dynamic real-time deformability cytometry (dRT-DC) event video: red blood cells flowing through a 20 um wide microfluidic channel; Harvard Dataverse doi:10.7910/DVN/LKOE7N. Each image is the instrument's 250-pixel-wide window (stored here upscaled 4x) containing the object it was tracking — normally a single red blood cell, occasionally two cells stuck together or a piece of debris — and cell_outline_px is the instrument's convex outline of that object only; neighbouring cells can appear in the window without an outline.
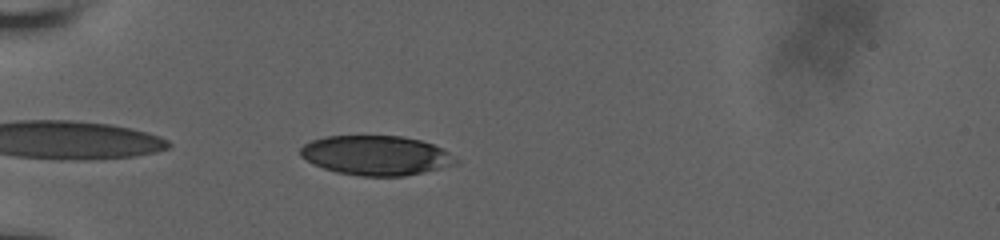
{"species": "human", "species_latin": "Homo sapiens", "temperature_condition": "room temperature", "stored_images_in_passage": 33, "camera_frame_rate_fps": 3000, "um_per_image_px": 0.085, "donor": {"sex": "male"}, "frame": {"image": 1, "passage_image": 2, "time_ms": 0.333, "image_size_px": [1000, 240], "cell_outline_px": [[460, 164], [424, 172], [404, 176], [360, 176], [336, 172], [324, 168], [300, 156], [300, 148], [304, 144], [312, 140], [324, 136], [404, 136], [420, 140], [432, 144], [448, 152], [460, 160]], "centroid_in_image_um": [32.0, 13.21], "position_along_channel_um": 53.0, "area_um2": 35.89}}
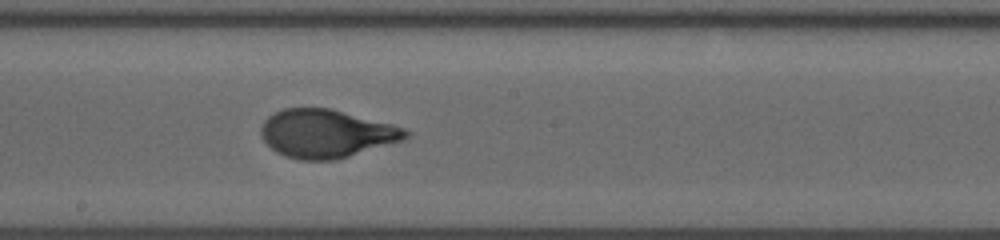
{"frame": {"image": 2, "passage_image": 17, "time_ms": 5.333, "image_size_px": [1000, 240], "cell_outline_px": [[412, 132], [404, 140], [336, 160], [300, 160], [284, 156], [276, 152], [264, 140], [260, 132], [260, 128], [264, 120], [268, 116], [284, 108], [332, 108], [392, 124], [404, 128]], "centroid_in_image_um": [27.75, 11.35], "position_along_channel_um": 220.5, "area_um2": 40.81}}
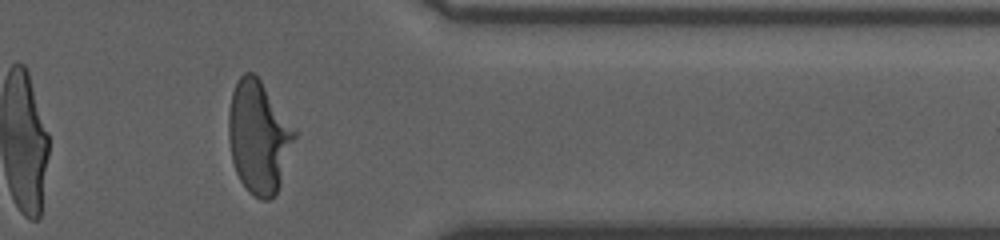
{"frame": {"image": 3, "passage_image": 31, "time_ms": 10.0, "image_size_px": [1000, 240], "cell_outline_px": [[296, 136], [276, 196], [268, 200], [260, 200], [248, 192], [240, 180], [236, 172], [232, 160], [228, 140], [228, 112], [232, 92], [236, 80], [244, 72], [252, 72], [260, 80], [296, 132]], "centroid_in_image_um": [21.95, 11.68], "position_along_channel_um": 389.4, "area_um2": 43.0}, "authors_computed_cell_mechanics": {"area_um2": 40.5178, "velocity_mm_per_s": 3.8133, "shape_relaxation_time_tau1_ms": 4.9769, "shape_relaxation_time_tau2_ms": null, "deformation_change_tau1": 0.2255, "deformation_change_tau2": null}}